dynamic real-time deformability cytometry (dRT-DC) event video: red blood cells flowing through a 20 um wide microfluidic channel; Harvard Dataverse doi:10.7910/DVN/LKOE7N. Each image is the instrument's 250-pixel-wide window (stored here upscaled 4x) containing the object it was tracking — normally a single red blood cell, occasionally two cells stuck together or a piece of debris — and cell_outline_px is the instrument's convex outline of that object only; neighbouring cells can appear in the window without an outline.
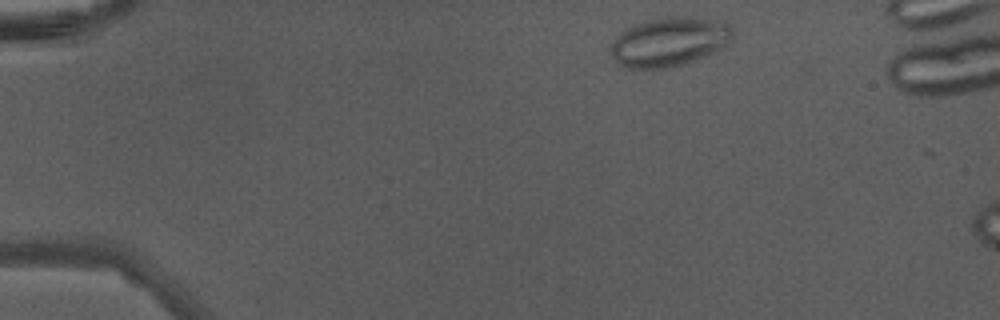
{"species": "Egyptian fruit bat (a non-hibernating species)", "species_latin": "Rousettus aegyptiacus", "temperature_condition": "warm", "stored_images_in_passage": 8, "camera_frame_rate_fps": 3000, "um_per_image_px": 0.085, "animal": {"sex": "male"}, "frame": {"image": 1, "passage_image": 2, "time_ms": 0.333, "image_size_px": [1000, 320], "cell_outline_px": [[732, 36], [720, 48], [704, 56], [684, 64], [668, 68], [628, 68], [620, 64], [612, 56], [612, 44], [616, 36], [624, 28], [632, 24], [644, 20], [660, 16], [688, 16], [724, 20], [732, 24]], "centroid_in_image_um": [56.88, 3.5], "position_along_channel_um": 28.1, "area_um2": 35.2}}